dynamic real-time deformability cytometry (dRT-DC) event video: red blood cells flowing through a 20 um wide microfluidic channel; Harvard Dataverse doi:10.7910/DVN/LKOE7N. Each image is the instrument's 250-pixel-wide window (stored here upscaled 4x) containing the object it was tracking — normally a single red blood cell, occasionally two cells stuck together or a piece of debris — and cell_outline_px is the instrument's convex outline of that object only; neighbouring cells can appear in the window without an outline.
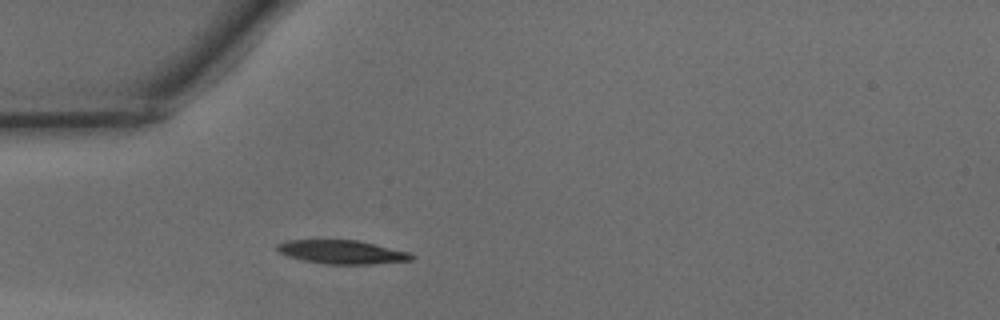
{"species": "common noctule bat (a hibernating species)", "species_latin": "Nyctalus noctula", "temperature_condition": "warm", "stored_images_in_passage": 25, "camera_frame_rate_fps": 3000, "um_per_image_px": 0.085, "animal": {"sex": "male", "body_mass_g": 15.6}, "frame": {"image": 1, "passage_image": 1, "time_ms": 0.0, "image_size_px": [1000, 320], "cell_outline_px": [[416, 256], [412, 260], [372, 264], [324, 264], [304, 260], [288, 256], [276, 252], [276, 244], [288, 240], [356, 240], [408, 252]], "centroid_in_image_um": [29.02, 21.42], "position_along_channel_um": 56.0, "area_um2": 18.44}}
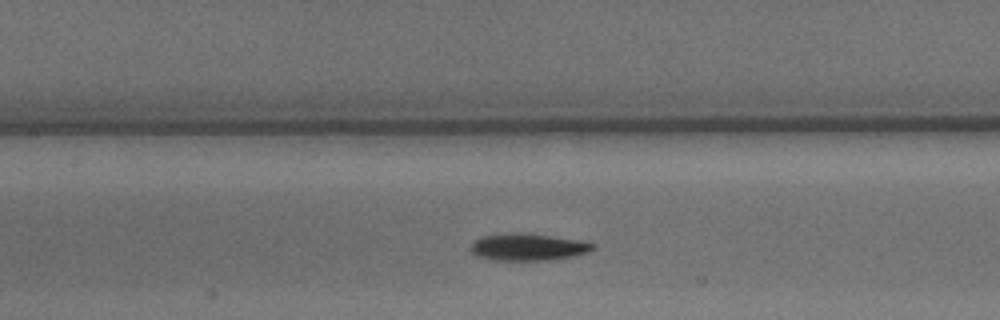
{"frame": {"image": 2, "passage_image": 9, "time_ms": 2.667, "image_size_px": [1000, 320], "cell_outline_px": [[596, 248], [588, 252], [556, 260], [492, 260], [476, 256], [472, 252], [472, 240], [480, 236], [504, 232], [528, 232], [584, 240], [596, 244]], "centroid_in_image_um": [44.9, 20.97], "position_along_channel_um": 162.5, "area_um2": 20.0}}
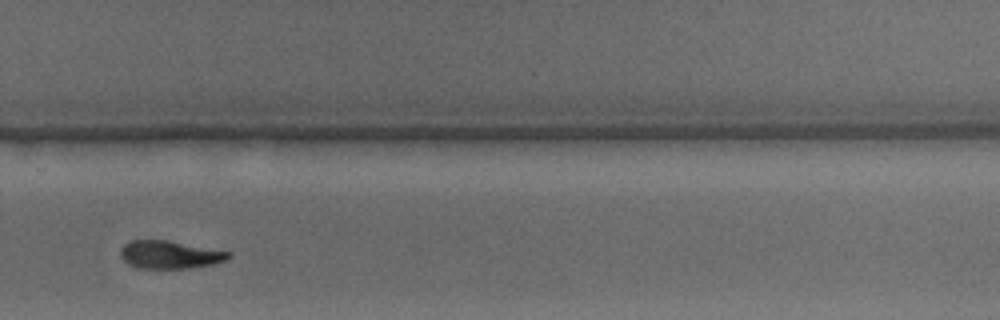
{"frame": {"image": 3, "passage_image": 20, "time_ms": 6.333, "image_size_px": [1000, 320], "cell_outline_px": [[232, 256], [228, 260], [212, 264], [188, 268], [136, 268], [128, 264], [120, 256], [120, 248], [128, 240], [168, 240], [232, 252]], "centroid_in_image_um": [14.43, 21.64], "position_along_channel_um": 315.4, "area_um2": 17.74}, "authors_computed_cell_mechanics": {"area_um2": 19.1896, "velocity_mm_per_s": 4.185, "shape_relaxation_time_tau1_ms": 2.9435, "shape_relaxation_time_tau2_ms": 8.3179, "deformation_change_tau1": 0.1371, "deformation_change_tau2": 0.1475}}